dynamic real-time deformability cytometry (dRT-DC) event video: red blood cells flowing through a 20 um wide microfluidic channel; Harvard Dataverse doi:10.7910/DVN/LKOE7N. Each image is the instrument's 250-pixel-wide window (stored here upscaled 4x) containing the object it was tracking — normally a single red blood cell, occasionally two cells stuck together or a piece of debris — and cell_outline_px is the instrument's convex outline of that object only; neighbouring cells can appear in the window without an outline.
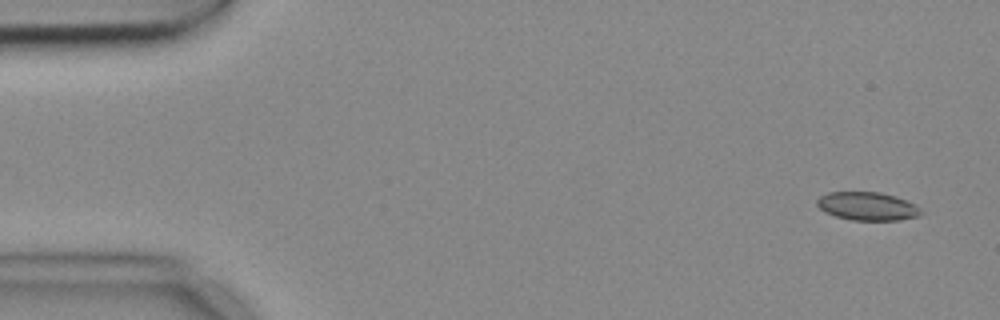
{"species": "common noctule bat (a hibernating species)", "species_latin": "Nyctalus noctula", "temperature_condition": "cold", "stored_images_in_passage": 5, "camera_frame_rate_fps": 3000, "um_per_image_px": 0.085, "animal": {"sex": "female", "body_mass_g": 18.4}, "frame": {"image": 1, "passage_image": 1, "time_ms": 0.0, "image_size_px": [1000, 320], "cell_outline_px": [[924, 212], [920, 216], [900, 220], [852, 220], [836, 216], [824, 212], [816, 204], [816, 200], [820, 196], [828, 192], [880, 192], [896, 196], [916, 204]], "centroid_in_image_um": [73.76, 17.53], "position_along_channel_um": 11.2, "area_um2": 17.34}}